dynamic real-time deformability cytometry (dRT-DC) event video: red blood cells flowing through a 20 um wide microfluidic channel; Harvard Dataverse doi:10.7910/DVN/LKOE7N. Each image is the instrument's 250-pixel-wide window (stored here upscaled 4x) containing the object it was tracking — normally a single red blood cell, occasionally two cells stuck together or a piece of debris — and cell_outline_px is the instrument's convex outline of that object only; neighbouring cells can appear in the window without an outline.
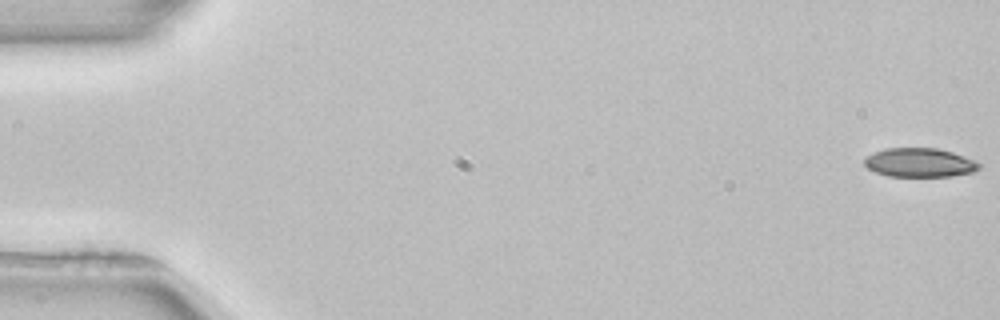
{"species": "common noctule bat (a hibernating species)", "species_latin": "Nyctalus noctula", "temperature_condition": "room temperature", "stored_images_in_passage": 53, "camera_frame_rate_fps": 3000, "um_per_image_px": 0.085, "animal": {"sex": "female", "body_mass_g": 22.7, "forearm_length_mm": 54.2}, "frame": {"image": 1, "passage_image": 1, "time_ms": 0.0, "image_size_px": [1000, 320], "cell_outline_px": [[980, 168], [972, 172], [952, 176], [888, 176], [876, 172], [868, 168], [864, 164], [864, 160], [868, 156], [884, 148], [936, 148], [952, 152], [976, 160], [980, 164]], "centroid_in_image_um": [78.19, 13.82], "position_along_channel_um": 6.8, "area_um2": 19.25}}
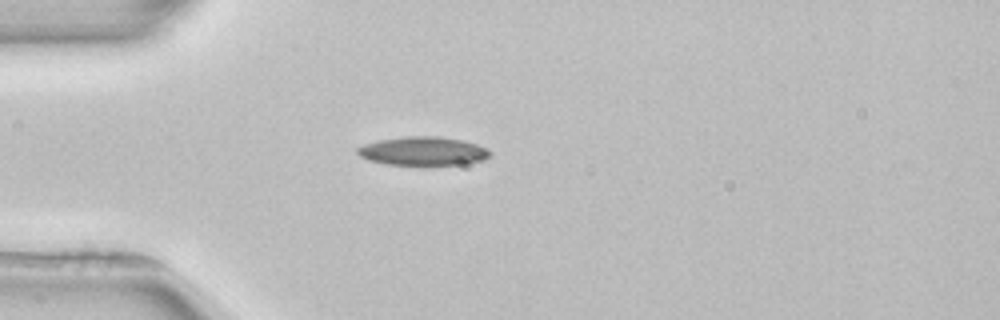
{"frame": {"image": 2, "passage_image": 15, "time_ms": 4.667, "image_size_px": [1000, 320], "cell_outline_px": [[492, 152], [484, 160], [464, 164], [424, 168], [388, 164], [368, 160], [360, 156], [356, 152], [356, 148], [364, 144], [380, 140], [404, 136], [436, 136], [464, 140], [476, 144]], "centroid_in_image_um": [35.95, 12.89], "position_along_channel_um": 49.0, "area_um2": 23.0}}
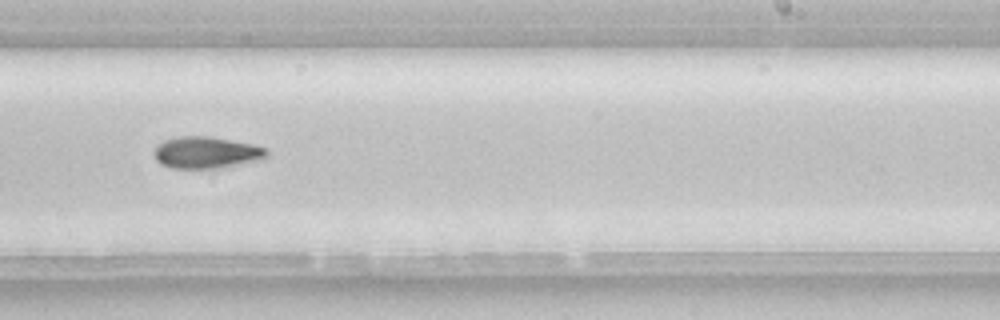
{"frame": {"image": 3, "passage_image": 33, "time_ms": 10.667, "image_size_px": [1000, 320], "cell_outline_px": [[268, 156], [264, 160], [220, 168], [172, 168], [160, 164], [156, 160], [152, 152], [164, 140], [176, 136], [208, 136], [252, 144], [264, 148], [268, 152]], "centroid_in_image_um": [17.54, 12.97], "position_along_channel_um": 271.5, "area_um2": 20.98}, "authors_computed_cell_mechanics": {"area_um2": 20.8658, "velocity_mm_per_s": 3.9376, "shape_relaxation_time_tau1_ms": 6.5709, "shape_relaxation_time_tau2_ms": null, "deformation_change_tau1": 0.1514, "deformation_change_tau2": null}}